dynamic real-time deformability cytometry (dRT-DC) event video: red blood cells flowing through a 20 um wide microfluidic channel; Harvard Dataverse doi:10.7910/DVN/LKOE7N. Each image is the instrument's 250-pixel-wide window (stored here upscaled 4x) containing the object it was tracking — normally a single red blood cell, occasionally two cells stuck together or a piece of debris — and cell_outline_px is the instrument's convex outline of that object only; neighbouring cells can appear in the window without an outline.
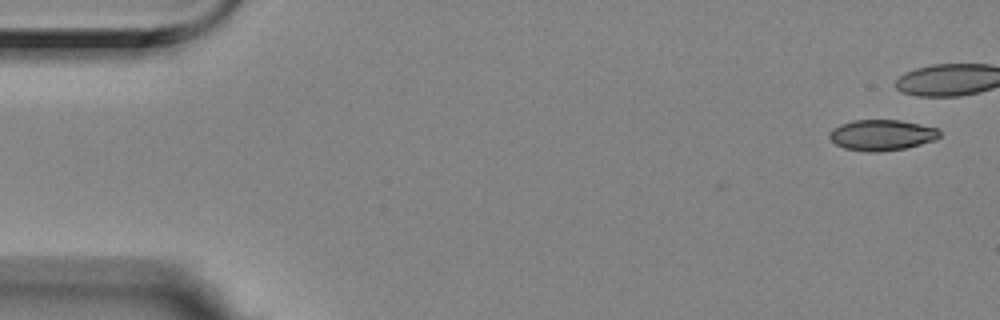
{"species": "Egyptian fruit bat (a non-hibernating species)", "species_latin": "Rousettus aegyptiacus", "temperature_condition": "room temperature", "stored_images_in_passage": 7, "camera_frame_rate_fps": 3000, "um_per_image_px": 0.085, "animal": {"sex": "female"}, "frame": {"image": 1, "passage_image": 1, "time_ms": 0.0, "image_size_px": [1000, 320], "cell_outline_px": [[940, 136], [936, 140], [904, 148], [876, 152], [868, 152], [844, 148], [836, 144], [828, 136], [828, 132], [832, 128], [840, 124], [852, 120], [900, 120], [936, 128], [940, 132]], "centroid_in_image_um": [74.91, 11.47], "position_along_channel_um": 10.1, "area_um2": 19.71}}